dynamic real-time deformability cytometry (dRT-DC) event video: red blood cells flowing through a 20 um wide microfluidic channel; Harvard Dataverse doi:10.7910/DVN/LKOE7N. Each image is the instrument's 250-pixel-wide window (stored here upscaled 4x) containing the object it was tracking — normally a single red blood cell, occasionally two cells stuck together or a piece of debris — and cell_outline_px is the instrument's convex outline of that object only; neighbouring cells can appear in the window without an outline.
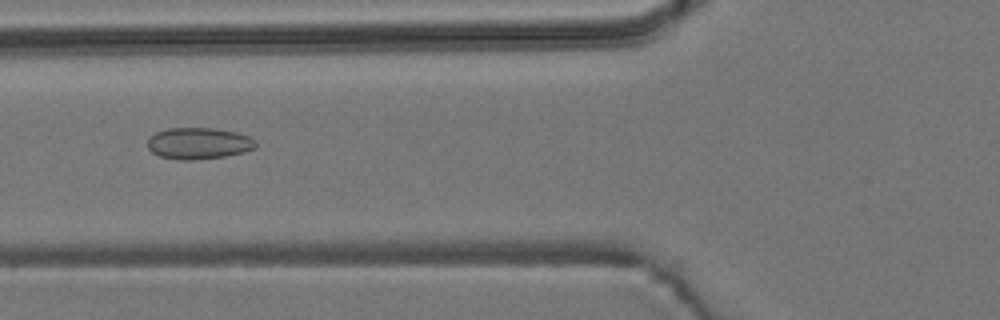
{"species": "common noctule bat (a hibernating species)", "species_latin": "Nyctalus noctula", "temperature_condition": "room temperature", "stored_images_in_passage": 5, "camera_frame_rate_fps": 3000, "um_per_image_px": 0.085, "animal": {"sex": "male", "body_mass_g": 19.2, "forearm_length_mm": 51.8}, "frame": {"image": 1, "passage_image": 2, "time_ms": 0.333, "image_size_px": [1000, 320], "cell_outline_px": [[256, 148], [244, 152], [224, 156], [192, 160], [180, 160], [160, 156], [152, 152], [148, 148], [148, 136], [156, 132], [168, 128], [212, 128], [236, 132], [248, 136], [256, 140]], "centroid_in_image_um": [16.88, 12.18], "position_along_channel_um": 108.9, "area_um2": 19.88}}
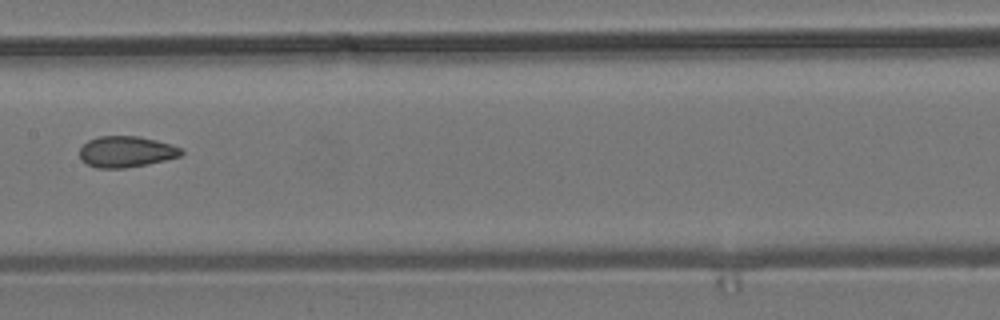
{"frame": {"image": 2, "passage_image": 4, "time_ms": 1.0, "image_size_px": [1000, 320], "cell_outline_px": [[184, 152], [180, 156], [148, 164], [124, 168], [96, 168], [80, 160], [80, 148], [88, 140], [100, 136], [140, 136], [156, 140], [180, 148]], "centroid_in_image_um": [10.69, 12.9], "position_along_channel_um": 196.7, "area_um2": 18.32}}
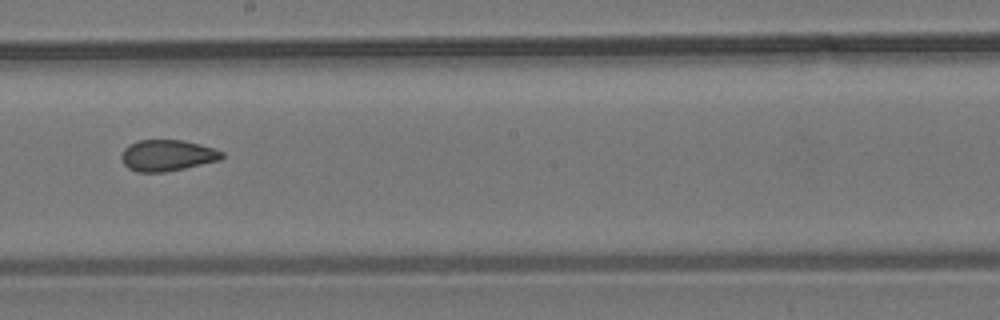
{"frame": {"image": 3, "passage_image": 5, "time_ms": 1.333, "image_size_px": [1000, 320], "cell_outline_px": [[224, 156], [220, 160], [184, 168], [164, 172], [136, 172], [128, 168], [124, 164], [120, 156], [124, 148], [128, 144], [140, 140], [184, 140], [200, 144], [224, 152]], "centroid_in_image_um": [14.2, 13.21], "position_along_channel_um": 234.0, "area_um2": 18.32}}